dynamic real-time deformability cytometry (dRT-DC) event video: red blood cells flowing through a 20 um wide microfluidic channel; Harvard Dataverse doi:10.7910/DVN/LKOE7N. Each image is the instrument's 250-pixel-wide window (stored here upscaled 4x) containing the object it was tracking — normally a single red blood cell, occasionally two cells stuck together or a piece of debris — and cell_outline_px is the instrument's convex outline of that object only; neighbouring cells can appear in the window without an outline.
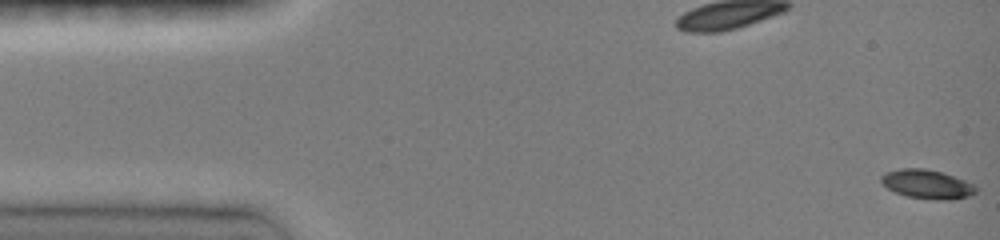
{"species": "common noctule bat (a hibernating species)", "species_latin": "Nyctalus noctula", "temperature_condition": "room temperature", "stored_images_in_passage": 61, "camera_frame_rate_fps": 3000, "um_per_image_px": 0.085, "animal": {"sex": "female", "body_mass_g": 19.0, "forearm_length_mm": 51.5}, "frame": {"image": 1, "passage_image": 1, "time_ms": 0.0, "image_size_px": [1000, 240], "cell_outline_px": [[976, 192], [968, 196], [952, 200], [936, 200], [908, 196], [896, 192], [888, 188], [880, 180], [880, 176], [884, 172], [900, 168], [924, 168], [940, 172], [976, 184]], "centroid_in_image_um": [78.8, 15.65], "position_along_channel_um": 6.2, "area_um2": 15.95}}
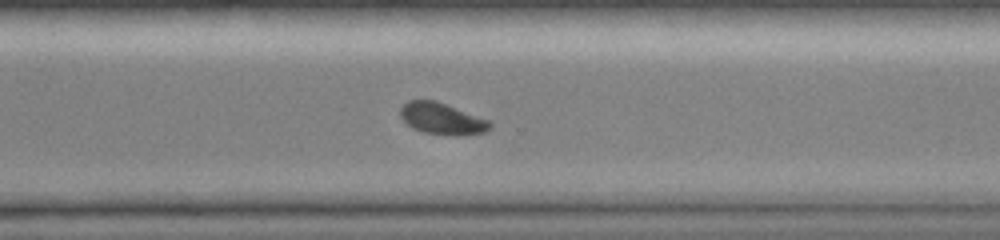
{"frame": {"image": 2, "passage_image": 42, "time_ms": 11.0, "image_size_px": [1000, 240], "cell_outline_px": [[492, 128], [484, 132], [460, 136], [456, 136], [424, 132], [412, 128], [400, 116], [400, 108], [408, 100], [436, 100], [488, 120], [492, 124]], "centroid_in_image_um": [37.57, 10.09], "position_along_channel_um": 333.0, "area_um2": 16.42}}
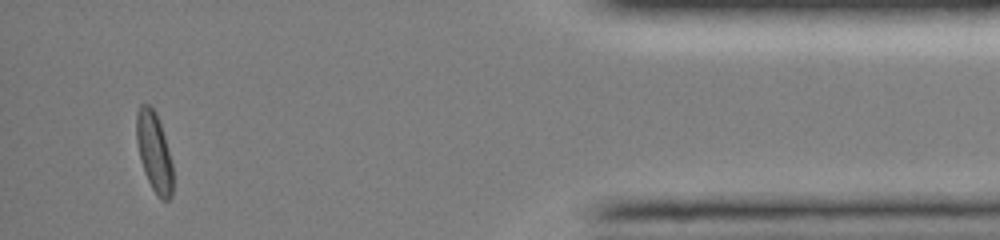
{"frame": {"image": 3, "passage_image": 56, "time_ms": 14.333, "image_size_px": [1000, 240], "cell_outline_px": [[172, 196], [168, 200], [160, 200], [152, 188], [144, 172], [140, 160], [136, 140], [136, 112], [140, 104], [148, 104], [156, 112], [164, 136], [172, 164]], "centroid_in_image_um": [13.08, 12.91], "position_along_channel_um": 422.1, "area_um2": 16.82}, "authors_computed_cell_mechanics": {"area_um2": 16.8198, "velocity_mm_per_s": 4.1291, "shape_relaxation_time_tau1_ms": 3.2533, "shape_relaxation_time_tau2_ms": 5.4375, "deformation_change_tau1": 0.1445, "deformation_change_tau2": 0.0702}}